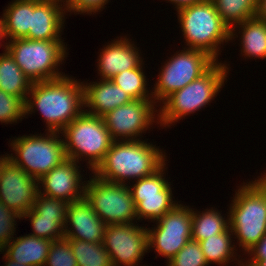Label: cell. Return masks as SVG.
<instances>
[{
  "label": "cell",
  "mask_w": 266,
  "mask_h": 266,
  "mask_svg": "<svg viewBox=\"0 0 266 266\" xmlns=\"http://www.w3.org/2000/svg\"><path fill=\"white\" fill-rule=\"evenodd\" d=\"M25 118L24 102L11 94L0 89V122L17 123L20 119Z\"/></svg>",
  "instance_id": "obj_32"
},
{
  "label": "cell",
  "mask_w": 266,
  "mask_h": 266,
  "mask_svg": "<svg viewBox=\"0 0 266 266\" xmlns=\"http://www.w3.org/2000/svg\"><path fill=\"white\" fill-rule=\"evenodd\" d=\"M77 261V266H113L103 242L91 243L67 239Z\"/></svg>",
  "instance_id": "obj_29"
},
{
  "label": "cell",
  "mask_w": 266,
  "mask_h": 266,
  "mask_svg": "<svg viewBox=\"0 0 266 266\" xmlns=\"http://www.w3.org/2000/svg\"><path fill=\"white\" fill-rule=\"evenodd\" d=\"M55 131H47L45 137L26 135L14 138L10 143L15 156L7 157L18 167L39 180L66 159L64 138ZM17 156V157H16Z\"/></svg>",
  "instance_id": "obj_8"
},
{
  "label": "cell",
  "mask_w": 266,
  "mask_h": 266,
  "mask_svg": "<svg viewBox=\"0 0 266 266\" xmlns=\"http://www.w3.org/2000/svg\"><path fill=\"white\" fill-rule=\"evenodd\" d=\"M38 193V180L15 165L7 155L1 156V201L9 209L23 216L33 207Z\"/></svg>",
  "instance_id": "obj_15"
},
{
  "label": "cell",
  "mask_w": 266,
  "mask_h": 266,
  "mask_svg": "<svg viewBox=\"0 0 266 266\" xmlns=\"http://www.w3.org/2000/svg\"><path fill=\"white\" fill-rule=\"evenodd\" d=\"M68 204L63 200L38 193L33 207L22 216L31 221L33 233L28 235L51 241L65 238L64 226Z\"/></svg>",
  "instance_id": "obj_16"
},
{
  "label": "cell",
  "mask_w": 266,
  "mask_h": 266,
  "mask_svg": "<svg viewBox=\"0 0 266 266\" xmlns=\"http://www.w3.org/2000/svg\"><path fill=\"white\" fill-rule=\"evenodd\" d=\"M60 2V3H59ZM62 0H31V40H61L66 14Z\"/></svg>",
  "instance_id": "obj_19"
},
{
  "label": "cell",
  "mask_w": 266,
  "mask_h": 266,
  "mask_svg": "<svg viewBox=\"0 0 266 266\" xmlns=\"http://www.w3.org/2000/svg\"><path fill=\"white\" fill-rule=\"evenodd\" d=\"M85 184L84 198L106 225L129 224L137 220L130 186L92 176Z\"/></svg>",
  "instance_id": "obj_9"
},
{
  "label": "cell",
  "mask_w": 266,
  "mask_h": 266,
  "mask_svg": "<svg viewBox=\"0 0 266 266\" xmlns=\"http://www.w3.org/2000/svg\"><path fill=\"white\" fill-rule=\"evenodd\" d=\"M15 63L32 83L55 80L65 76L58 72L67 57L63 40H31L17 38L4 43Z\"/></svg>",
  "instance_id": "obj_5"
},
{
  "label": "cell",
  "mask_w": 266,
  "mask_h": 266,
  "mask_svg": "<svg viewBox=\"0 0 266 266\" xmlns=\"http://www.w3.org/2000/svg\"><path fill=\"white\" fill-rule=\"evenodd\" d=\"M4 257H3V259H6L5 260L6 261L5 266H28V265H24V264H19L18 262H15V261L9 259L5 254H4Z\"/></svg>",
  "instance_id": "obj_41"
},
{
  "label": "cell",
  "mask_w": 266,
  "mask_h": 266,
  "mask_svg": "<svg viewBox=\"0 0 266 266\" xmlns=\"http://www.w3.org/2000/svg\"><path fill=\"white\" fill-rule=\"evenodd\" d=\"M60 133L65 137L66 158L79 163V159L85 156L92 172L102 162L113 142L103 118L85 111Z\"/></svg>",
  "instance_id": "obj_6"
},
{
  "label": "cell",
  "mask_w": 266,
  "mask_h": 266,
  "mask_svg": "<svg viewBox=\"0 0 266 266\" xmlns=\"http://www.w3.org/2000/svg\"><path fill=\"white\" fill-rule=\"evenodd\" d=\"M264 197L266 201V173L255 181H249Z\"/></svg>",
  "instance_id": "obj_37"
},
{
  "label": "cell",
  "mask_w": 266,
  "mask_h": 266,
  "mask_svg": "<svg viewBox=\"0 0 266 266\" xmlns=\"http://www.w3.org/2000/svg\"><path fill=\"white\" fill-rule=\"evenodd\" d=\"M154 104V100H132L103 115L112 140L119 141L120 137V141L141 140L137 137L155 122Z\"/></svg>",
  "instance_id": "obj_14"
},
{
  "label": "cell",
  "mask_w": 266,
  "mask_h": 266,
  "mask_svg": "<svg viewBox=\"0 0 266 266\" xmlns=\"http://www.w3.org/2000/svg\"><path fill=\"white\" fill-rule=\"evenodd\" d=\"M16 218L20 219L22 216L9 209L0 200V252H2V249L14 238Z\"/></svg>",
  "instance_id": "obj_34"
},
{
  "label": "cell",
  "mask_w": 266,
  "mask_h": 266,
  "mask_svg": "<svg viewBox=\"0 0 266 266\" xmlns=\"http://www.w3.org/2000/svg\"><path fill=\"white\" fill-rule=\"evenodd\" d=\"M228 70V66L225 64L215 62L199 78L173 92L163 101V107L158 109V121L156 122L160 123V126L169 127L178 120L185 118L184 116L205 107L220 92L224 81L227 80Z\"/></svg>",
  "instance_id": "obj_4"
},
{
  "label": "cell",
  "mask_w": 266,
  "mask_h": 266,
  "mask_svg": "<svg viewBox=\"0 0 266 266\" xmlns=\"http://www.w3.org/2000/svg\"><path fill=\"white\" fill-rule=\"evenodd\" d=\"M256 17L266 22V0H258Z\"/></svg>",
  "instance_id": "obj_39"
},
{
  "label": "cell",
  "mask_w": 266,
  "mask_h": 266,
  "mask_svg": "<svg viewBox=\"0 0 266 266\" xmlns=\"http://www.w3.org/2000/svg\"><path fill=\"white\" fill-rule=\"evenodd\" d=\"M246 264L243 266H266V255H250Z\"/></svg>",
  "instance_id": "obj_38"
},
{
  "label": "cell",
  "mask_w": 266,
  "mask_h": 266,
  "mask_svg": "<svg viewBox=\"0 0 266 266\" xmlns=\"http://www.w3.org/2000/svg\"><path fill=\"white\" fill-rule=\"evenodd\" d=\"M248 253L249 255H266V234Z\"/></svg>",
  "instance_id": "obj_36"
},
{
  "label": "cell",
  "mask_w": 266,
  "mask_h": 266,
  "mask_svg": "<svg viewBox=\"0 0 266 266\" xmlns=\"http://www.w3.org/2000/svg\"><path fill=\"white\" fill-rule=\"evenodd\" d=\"M143 63L137 68L124 70L114 76L111 80L133 100H154L152 92L148 93L147 79L143 72Z\"/></svg>",
  "instance_id": "obj_30"
},
{
  "label": "cell",
  "mask_w": 266,
  "mask_h": 266,
  "mask_svg": "<svg viewBox=\"0 0 266 266\" xmlns=\"http://www.w3.org/2000/svg\"><path fill=\"white\" fill-rule=\"evenodd\" d=\"M77 163L73 159H64L58 166L38 180L39 193L67 203L83 199L85 183L81 180L82 175ZM41 188H43L44 193L41 192Z\"/></svg>",
  "instance_id": "obj_17"
},
{
  "label": "cell",
  "mask_w": 266,
  "mask_h": 266,
  "mask_svg": "<svg viewBox=\"0 0 266 266\" xmlns=\"http://www.w3.org/2000/svg\"><path fill=\"white\" fill-rule=\"evenodd\" d=\"M163 153L145 140L113 141L92 174L105 181L126 185L131 178L138 180L159 170L167 161Z\"/></svg>",
  "instance_id": "obj_2"
},
{
  "label": "cell",
  "mask_w": 266,
  "mask_h": 266,
  "mask_svg": "<svg viewBox=\"0 0 266 266\" xmlns=\"http://www.w3.org/2000/svg\"><path fill=\"white\" fill-rule=\"evenodd\" d=\"M223 22L230 28L254 18L258 0H212Z\"/></svg>",
  "instance_id": "obj_28"
},
{
  "label": "cell",
  "mask_w": 266,
  "mask_h": 266,
  "mask_svg": "<svg viewBox=\"0 0 266 266\" xmlns=\"http://www.w3.org/2000/svg\"><path fill=\"white\" fill-rule=\"evenodd\" d=\"M83 83L85 112L102 117L115 108L130 103L133 99L111 79Z\"/></svg>",
  "instance_id": "obj_21"
},
{
  "label": "cell",
  "mask_w": 266,
  "mask_h": 266,
  "mask_svg": "<svg viewBox=\"0 0 266 266\" xmlns=\"http://www.w3.org/2000/svg\"><path fill=\"white\" fill-rule=\"evenodd\" d=\"M167 266H208L198 241L189 240Z\"/></svg>",
  "instance_id": "obj_31"
},
{
  "label": "cell",
  "mask_w": 266,
  "mask_h": 266,
  "mask_svg": "<svg viewBox=\"0 0 266 266\" xmlns=\"http://www.w3.org/2000/svg\"><path fill=\"white\" fill-rule=\"evenodd\" d=\"M201 1H203V0H168V2H172V3L176 4L175 8L177 10L180 9V8L195 4V3H199Z\"/></svg>",
  "instance_id": "obj_40"
},
{
  "label": "cell",
  "mask_w": 266,
  "mask_h": 266,
  "mask_svg": "<svg viewBox=\"0 0 266 266\" xmlns=\"http://www.w3.org/2000/svg\"><path fill=\"white\" fill-rule=\"evenodd\" d=\"M6 8L0 18V41L25 38L31 27V0H14Z\"/></svg>",
  "instance_id": "obj_23"
},
{
  "label": "cell",
  "mask_w": 266,
  "mask_h": 266,
  "mask_svg": "<svg viewBox=\"0 0 266 266\" xmlns=\"http://www.w3.org/2000/svg\"><path fill=\"white\" fill-rule=\"evenodd\" d=\"M4 49L5 52L0 54V89L20 98L25 103L32 82L15 63L8 50Z\"/></svg>",
  "instance_id": "obj_25"
},
{
  "label": "cell",
  "mask_w": 266,
  "mask_h": 266,
  "mask_svg": "<svg viewBox=\"0 0 266 266\" xmlns=\"http://www.w3.org/2000/svg\"><path fill=\"white\" fill-rule=\"evenodd\" d=\"M229 209L232 236H236L239 247L248 254L266 234V201L250 182H243Z\"/></svg>",
  "instance_id": "obj_7"
},
{
  "label": "cell",
  "mask_w": 266,
  "mask_h": 266,
  "mask_svg": "<svg viewBox=\"0 0 266 266\" xmlns=\"http://www.w3.org/2000/svg\"><path fill=\"white\" fill-rule=\"evenodd\" d=\"M65 11L74 12L79 14H92L104 9L105 4L108 0H62ZM65 2V3H64Z\"/></svg>",
  "instance_id": "obj_35"
},
{
  "label": "cell",
  "mask_w": 266,
  "mask_h": 266,
  "mask_svg": "<svg viewBox=\"0 0 266 266\" xmlns=\"http://www.w3.org/2000/svg\"><path fill=\"white\" fill-rule=\"evenodd\" d=\"M215 62L212 57L200 50L184 48L180 53H175L158 74V81L152 88L154 102L162 103L173 92L203 75Z\"/></svg>",
  "instance_id": "obj_10"
},
{
  "label": "cell",
  "mask_w": 266,
  "mask_h": 266,
  "mask_svg": "<svg viewBox=\"0 0 266 266\" xmlns=\"http://www.w3.org/2000/svg\"><path fill=\"white\" fill-rule=\"evenodd\" d=\"M156 222V228H147L148 250L155 248L168 262L192 240V208L177 204Z\"/></svg>",
  "instance_id": "obj_11"
},
{
  "label": "cell",
  "mask_w": 266,
  "mask_h": 266,
  "mask_svg": "<svg viewBox=\"0 0 266 266\" xmlns=\"http://www.w3.org/2000/svg\"><path fill=\"white\" fill-rule=\"evenodd\" d=\"M239 27L238 33L241 34V53L246 57L251 58H266V22L257 18L245 20L243 23L233 26L231 29V40L238 37L235 35L237 30L235 28ZM241 28V29H240Z\"/></svg>",
  "instance_id": "obj_24"
},
{
  "label": "cell",
  "mask_w": 266,
  "mask_h": 266,
  "mask_svg": "<svg viewBox=\"0 0 266 266\" xmlns=\"http://www.w3.org/2000/svg\"><path fill=\"white\" fill-rule=\"evenodd\" d=\"M44 266H77V261L66 238L51 242Z\"/></svg>",
  "instance_id": "obj_33"
},
{
  "label": "cell",
  "mask_w": 266,
  "mask_h": 266,
  "mask_svg": "<svg viewBox=\"0 0 266 266\" xmlns=\"http://www.w3.org/2000/svg\"><path fill=\"white\" fill-rule=\"evenodd\" d=\"M28 95L25 116L38 109L46 120L47 131L61 132L85 109L83 84L68 75L32 83Z\"/></svg>",
  "instance_id": "obj_1"
},
{
  "label": "cell",
  "mask_w": 266,
  "mask_h": 266,
  "mask_svg": "<svg viewBox=\"0 0 266 266\" xmlns=\"http://www.w3.org/2000/svg\"><path fill=\"white\" fill-rule=\"evenodd\" d=\"M51 240L31 235L13 238L2 250L5 255L19 264L44 266L47 260Z\"/></svg>",
  "instance_id": "obj_22"
},
{
  "label": "cell",
  "mask_w": 266,
  "mask_h": 266,
  "mask_svg": "<svg viewBox=\"0 0 266 266\" xmlns=\"http://www.w3.org/2000/svg\"><path fill=\"white\" fill-rule=\"evenodd\" d=\"M128 38H118L104 47L97 62L101 79H112L124 70L137 68L143 63L138 49Z\"/></svg>",
  "instance_id": "obj_20"
},
{
  "label": "cell",
  "mask_w": 266,
  "mask_h": 266,
  "mask_svg": "<svg viewBox=\"0 0 266 266\" xmlns=\"http://www.w3.org/2000/svg\"><path fill=\"white\" fill-rule=\"evenodd\" d=\"M103 244L113 266H137L148 252L147 228L134 223L106 225Z\"/></svg>",
  "instance_id": "obj_13"
},
{
  "label": "cell",
  "mask_w": 266,
  "mask_h": 266,
  "mask_svg": "<svg viewBox=\"0 0 266 266\" xmlns=\"http://www.w3.org/2000/svg\"><path fill=\"white\" fill-rule=\"evenodd\" d=\"M0 176H1V157H0Z\"/></svg>",
  "instance_id": "obj_42"
},
{
  "label": "cell",
  "mask_w": 266,
  "mask_h": 266,
  "mask_svg": "<svg viewBox=\"0 0 266 266\" xmlns=\"http://www.w3.org/2000/svg\"><path fill=\"white\" fill-rule=\"evenodd\" d=\"M165 166L166 163L154 174L136 180L131 186L137 220L158 221L178 204L172 199L170 182L163 176Z\"/></svg>",
  "instance_id": "obj_12"
},
{
  "label": "cell",
  "mask_w": 266,
  "mask_h": 266,
  "mask_svg": "<svg viewBox=\"0 0 266 266\" xmlns=\"http://www.w3.org/2000/svg\"><path fill=\"white\" fill-rule=\"evenodd\" d=\"M229 227V215L225 220L215 209H206L205 212L192 209V240L202 241L206 238L223 233Z\"/></svg>",
  "instance_id": "obj_26"
},
{
  "label": "cell",
  "mask_w": 266,
  "mask_h": 266,
  "mask_svg": "<svg viewBox=\"0 0 266 266\" xmlns=\"http://www.w3.org/2000/svg\"><path fill=\"white\" fill-rule=\"evenodd\" d=\"M70 224L71 229L68 227ZM105 228L106 224L99 218L85 198L67 205L64 226L66 239H77L91 243L103 242Z\"/></svg>",
  "instance_id": "obj_18"
},
{
  "label": "cell",
  "mask_w": 266,
  "mask_h": 266,
  "mask_svg": "<svg viewBox=\"0 0 266 266\" xmlns=\"http://www.w3.org/2000/svg\"><path fill=\"white\" fill-rule=\"evenodd\" d=\"M176 11L187 48L203 51L217 62L219 47L231 40V30L216 11L213 1L203 0Z\"/></svg>",
  "instance_id": "obj_3"
},
{
  "label": "cell",
  "mask_w": 266,
  "mask_h": 266,
  "mask_svg": "<svg viewBox=\"0 0 266 266\" xmlns=\"http://www.w3.org/2000/svg\"><path fill=\"white\" fill-rule=\"evenodd\" d=\"M232 231L228 227L223 233L206 238L199 242L201 250L208 264L225 265L237 257L234 251L235 246L232 244ZM234 254H236L234 256Z\"/></svg>",
  "instance_id": "obj_27"
}]
</instances>
